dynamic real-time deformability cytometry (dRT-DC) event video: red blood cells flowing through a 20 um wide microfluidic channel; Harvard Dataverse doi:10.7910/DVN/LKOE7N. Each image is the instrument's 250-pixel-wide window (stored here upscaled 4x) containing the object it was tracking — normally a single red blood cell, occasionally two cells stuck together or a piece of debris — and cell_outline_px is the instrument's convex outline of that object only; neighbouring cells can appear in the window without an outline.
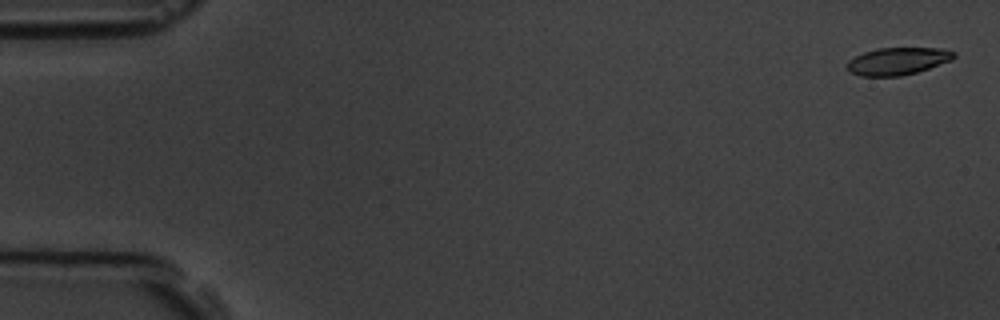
{"species": "common noctule bat (a hibernating species)", "species_latin": "Nyctalus noctula", "temperature_condition": "room temperature", "stored_images_in_passage": 6, "camera_frame_rate_fps": 3000, "um_per_image_px": 0.085, "animal": {"sex": "male", "body_mass_g": 19.5, "forearm_length_mm": 54.6}, "frame": {"image": 1, "passage_image": 1, "time_ms": 0.0, "image_size_px": [1000, 320], "cell_outline_px": [[956, 56], [952, 60], [916, 72], [900, 76], [860, 76], [848, 72], [844, 68], [844, 64], [848, 60], [864, 52], [880, 48], [940, 48], [956, 52]], "centroid_in_image_um": [76.25, 5.2], "position_along_channel_um": 8.8, "area_um2": 17.17}}
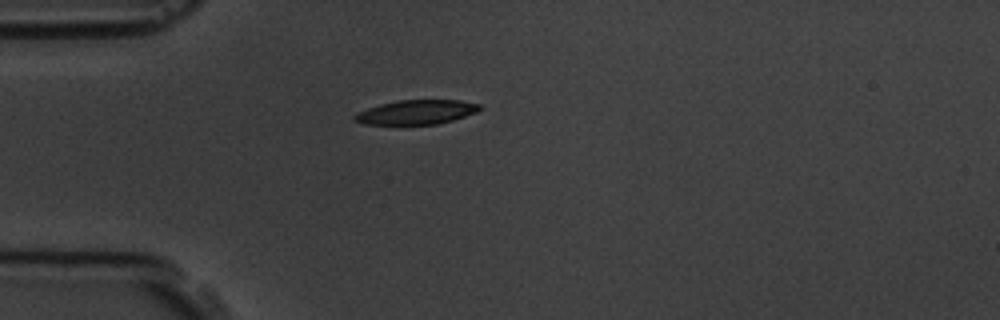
{"frame": {"image": 2, "passage_image": 5, "time_ms": 4.667, "image_size_px": [1000, 320], "cell_outline_px": [[484, 108], [476, 112], [452, 120], [436, 124], [364, 124], [352, 120], [352, 116], [356, 112], [380, 104], [396, 100], [460, 100], [480, 104]], "centroid_in_image_um": [35.37, 9.52], "position_along_channel_um": 49.6, "area_um2": 17.8}}